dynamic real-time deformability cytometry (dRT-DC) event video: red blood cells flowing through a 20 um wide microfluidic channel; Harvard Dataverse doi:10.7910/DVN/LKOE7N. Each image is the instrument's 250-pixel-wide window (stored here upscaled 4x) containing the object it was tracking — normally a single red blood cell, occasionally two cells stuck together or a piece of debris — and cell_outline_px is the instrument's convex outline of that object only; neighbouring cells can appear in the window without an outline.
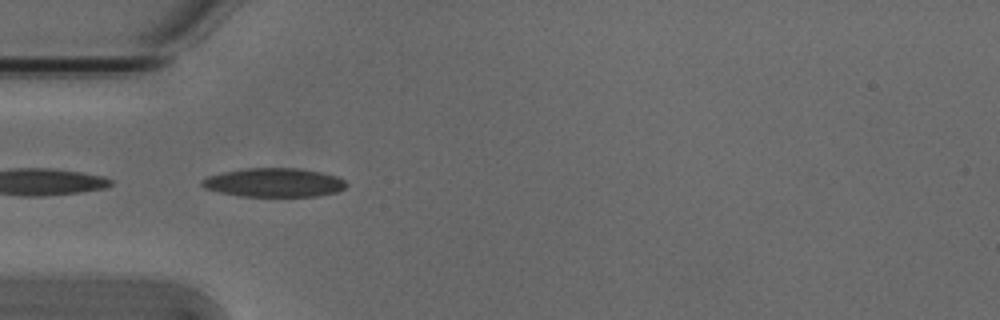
{"species": "Egyptian fruit bat (a non-hibernating species)", "species_latin": "Rousettus aegyptiacus", "temperature_condition": "cold", "stored_images_in_passage": 6, "camera_frame_rate_fps": 3000, "um_per_image_px": 0.085, "animal": {"sex": "male"}, "frame": {"image": 1, "passage_image": 5, "time_ms": 1.333, "image_size_px": [1000, 320], "cell_outline_px": [[348, 184], [344, 188], [336, 192], [320, 196], [240, 196], [220, 192], [204, 188], [200, 184], [200, 180], [208, 176], [224, 172], [248, 168], [300, 168], [320, 172], [336, 176], [344, 180]], "centroid_in_image_um": [23.29, 15.52], "position_along_channel_um": 61.7, "area_um2": 24.22}}